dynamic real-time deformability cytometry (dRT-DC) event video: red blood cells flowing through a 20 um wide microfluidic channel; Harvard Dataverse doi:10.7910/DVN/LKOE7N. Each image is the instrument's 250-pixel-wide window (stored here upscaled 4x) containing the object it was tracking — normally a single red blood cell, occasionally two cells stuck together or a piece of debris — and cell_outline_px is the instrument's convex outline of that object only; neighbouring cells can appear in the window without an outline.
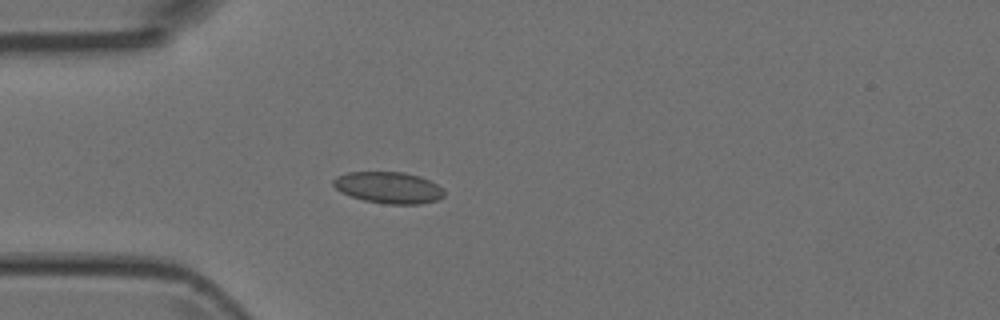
{"species": "Egyptian fruit bat (a non-hibernating species)", "species_latin": "Rousettus aegyptiacus", "temperature_condition": "room temperature", "stored_images_in_passage": 51, "camera_frame_rate_fps": 3000, "um_per_image_px": 0.085, "animal": {"sex": "female"}, "frame": {"image": 1, "passage_image": 14, "time_ms": 4.333, "image_size_px": [1000, 320], "cell_outline_px": [[444, 196], [436, 200], [420, 204], [384, 204], [364, 200], [340, 192], [332, 184], [332, 180], [336, 176], [348, 172], [404, 172], [420, 176], [444, 188]], "centroid_in_image_um": [33.02, 15.94], "position_along_channel_um": 52.0, "area_um2": 20.4}}
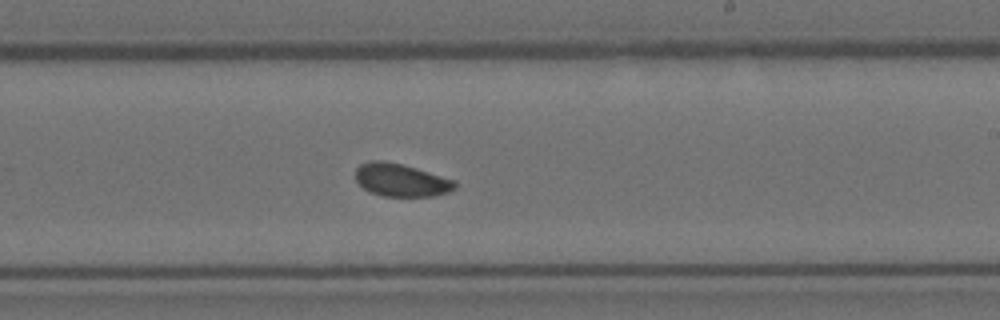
{"frame": {"image": 2, "passage_image": 30, "time_ms": 9.667, "image_size_px": [1000, 320], "cell_outline_px": [[456, 188], [448, 192], [432, 196], [384, 196], [368, 192], [356, 180], [356, 168], [360, 164], [372, 160], [384, 160], [416, 168], [456, 180]], "centroid_in_image_um": [34.09, 15.3], "position_along_channel_um": 254.9, "area_um2": 19.02}}
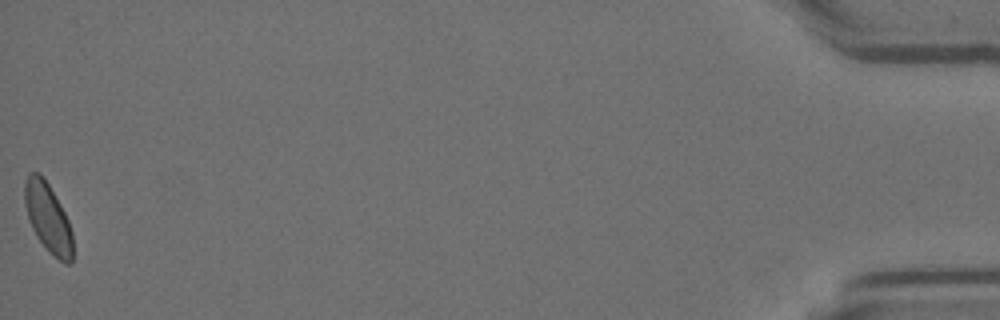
{"frame": {"image": 3, "passage_image": 51, "time_ms": 16.667, "image_size_px": [1000, 320], "cell_outline_px": [[72, 264], [68, 264], [60, 260], [48, 252], [36, 236], [28, 220], [24, 200], [24, 180], [28, 172], [40, 172], [48, 184], [60, 204], [68, 220], [72, 232]], "centroid_in_image_um": [4.05, 18.49], "position_along_channel_um": 431.1, "area_um2": 19.48}}